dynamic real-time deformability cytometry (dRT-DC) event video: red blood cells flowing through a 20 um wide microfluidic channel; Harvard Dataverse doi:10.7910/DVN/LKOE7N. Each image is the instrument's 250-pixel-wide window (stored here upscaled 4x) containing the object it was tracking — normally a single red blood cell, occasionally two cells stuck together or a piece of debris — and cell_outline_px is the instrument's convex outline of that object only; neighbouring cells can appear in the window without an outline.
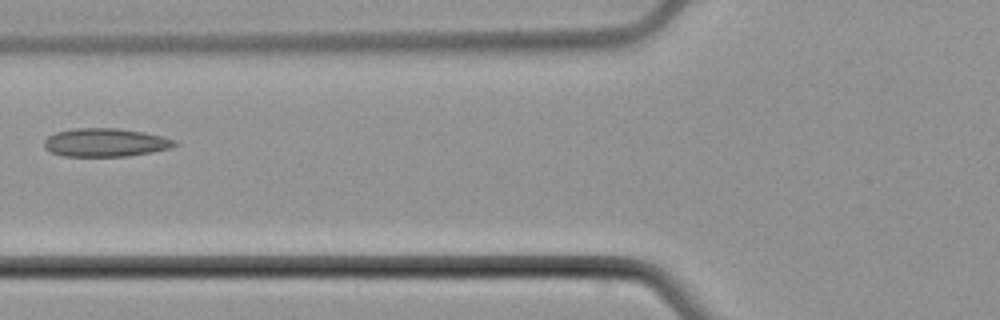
{"species": "common noctule bat (a hibernating species)", "species_latin": "Nyctalus noctula", "temperature_condition": "cold", "stored_images_in_passage": 6, "camera_frame_rate_fps": 3000, "um_per_image_px": 0.085, "animal": {"sex": "male", "body_mass_g": 21.5, "forearm_length_mm": 52.0}, "frame": {"image": 1, "passage_image": 5, "time_ms": 5.0, "image_size_px": [1000, 320], "cell_outline_px": [[180, 144], [172, 148], [152, 152], [128, 156], [64, 156], [52, 152], [44, 148], [44, 140], [48, 136], [56, 132], [72, 128], [116, 128], [144, 132], [176, 140]], "centroid_in_image_um": [8.98, 12.11], "position_along_channel_um": 116.8, "area_um2": 21.68}}
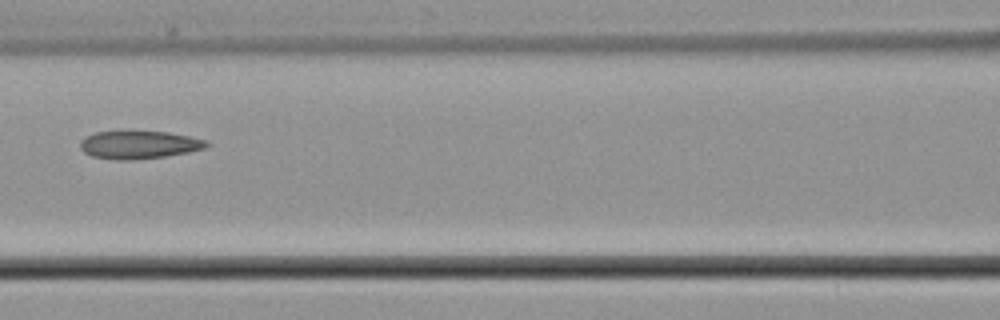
{"frame": {"image": 2, "passage_image": 6, "time_ms": 6.0, "image_size_px": [1000, 320], "cell_outline_px": [[212, 144], [204, 148], [188, 152], [164, 156], [128, 160], [116, 160], [92, 156], [84, 152], [80, 148], [80, 140], [96, 132], [168, 132], [208, 140]], "centroid_in_image_um": [11.84, 12.31], "position_along_channel_um": 154.8, "area_um2": 20.29}}